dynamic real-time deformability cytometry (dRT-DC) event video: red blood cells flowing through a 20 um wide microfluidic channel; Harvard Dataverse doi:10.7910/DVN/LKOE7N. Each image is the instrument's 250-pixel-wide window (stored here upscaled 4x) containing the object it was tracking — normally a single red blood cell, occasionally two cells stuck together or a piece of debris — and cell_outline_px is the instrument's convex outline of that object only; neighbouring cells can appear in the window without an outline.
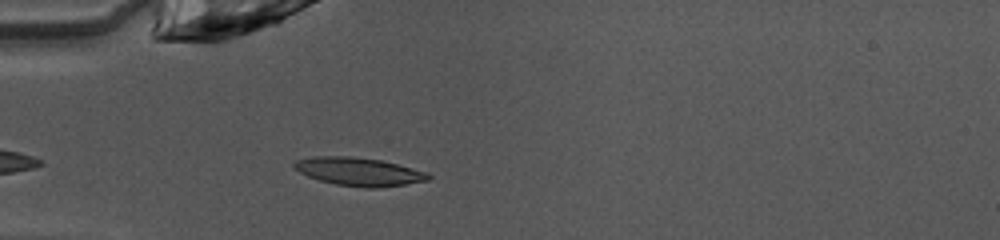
{"species": "common noctule bat (a hibernating species)", "species_latin": "Nyctalus noctula", "temperature_condition": "warm", "stored_images_in_passage": 25, "camera_frame_rate_fps": 3000, "um_per_image_px": 0.085, "animal": {"sex": "female", "body_mass_g": 10.0, "forearm_length_mm": 53.1}, "frame": {"image": 1, "passage_image": 1, "time_ms": 0.0, "image_size_px": [1000, 240], "cell_outline_px": [[432, 176], [428, 180], [404, 184], [376, 188], [368, 188], [336, 184], [320, 180], [308, 176], [292, 168], [292, 164], [296, 160], [312, 156], [352, 156], [380, 160], [428, 172]], "centroid_in_image_um": [30.47, 14.58], "position_along_channel_um": 54.5, "area_um2": 21.96}}
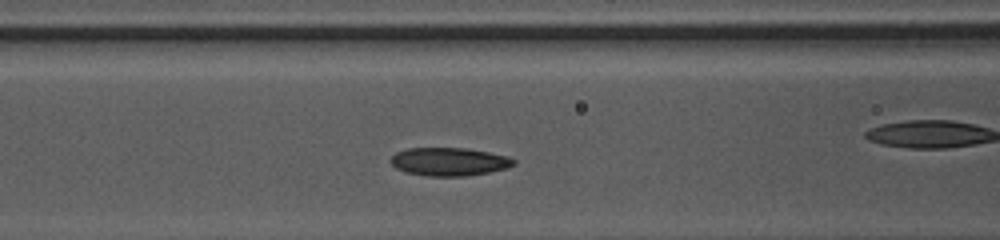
{"frame": {"image": 2, "passage_image": 4, "time_ms": 1.0, "image_size_px": [1000, 240], "cell_outline_px": [[516, 164], [508, 168], [468, 176], [428, 176], [408, 172], [396, 168], [388, 160], [396, 152], [408, 148], [464, 148], [488, 152], [508, 156], [516, 160]], "centroid_in_image_um": [38.2, 13.74], "position_along_channel_um": 128.4, "area_um2": 20.23}, "authors_computed_cell_mechanics": {"area_um2": 20.0566, "velocity_mm_per_s": 4.0292, "shape_relaxation_time_tau1_ms": 3.0524, "shape_relaxation_time_tau2_ms": 2.4213, "deformation_change_tau1": 0.0851, "deformation_change_tau2": 0.0628}}